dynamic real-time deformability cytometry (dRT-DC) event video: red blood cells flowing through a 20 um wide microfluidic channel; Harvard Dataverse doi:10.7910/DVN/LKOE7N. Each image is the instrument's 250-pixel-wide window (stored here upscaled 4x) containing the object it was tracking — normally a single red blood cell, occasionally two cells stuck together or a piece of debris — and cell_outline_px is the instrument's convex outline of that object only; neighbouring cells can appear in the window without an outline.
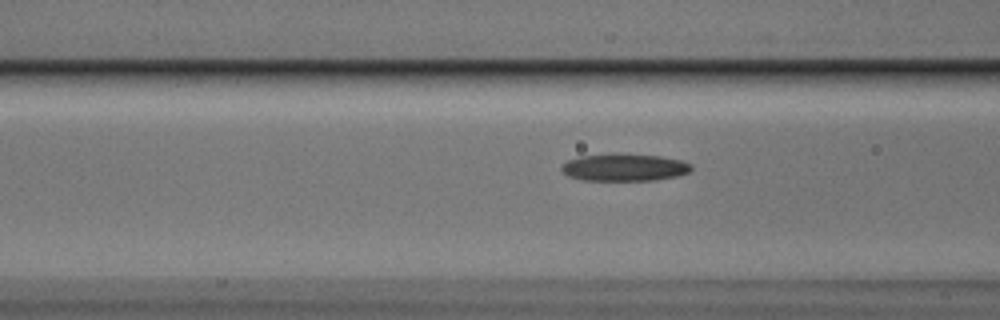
{"species": "Egyptian fruit bat (a non-hibernating species)", "species_latin": "Rousettus aegyptiacus", "temperature_condition": "cold", "stored_images_in_passage": 16, "camera_frame_rate_fps": 3000, "um_per_image_px": 0.085, "animal": {"sex": "male"}, "frame": {"image": 1, "passage_image": 14, "time_ms": 4.333, "image_size_px": [1000, 320], "cell_outline_px": [[692, 168], [688, 172], [676, 176], [652, 180], [584, 180], [568, 176], [560, 168], [560, 164], [568, 160], [580, 156], [612, 152], [660, 156], [680, 160], [692, 164]], "centroid_in_image_um": [53.02, 14.2], "position_along_channel_um": 113.6, "area_um2": 20.87}}